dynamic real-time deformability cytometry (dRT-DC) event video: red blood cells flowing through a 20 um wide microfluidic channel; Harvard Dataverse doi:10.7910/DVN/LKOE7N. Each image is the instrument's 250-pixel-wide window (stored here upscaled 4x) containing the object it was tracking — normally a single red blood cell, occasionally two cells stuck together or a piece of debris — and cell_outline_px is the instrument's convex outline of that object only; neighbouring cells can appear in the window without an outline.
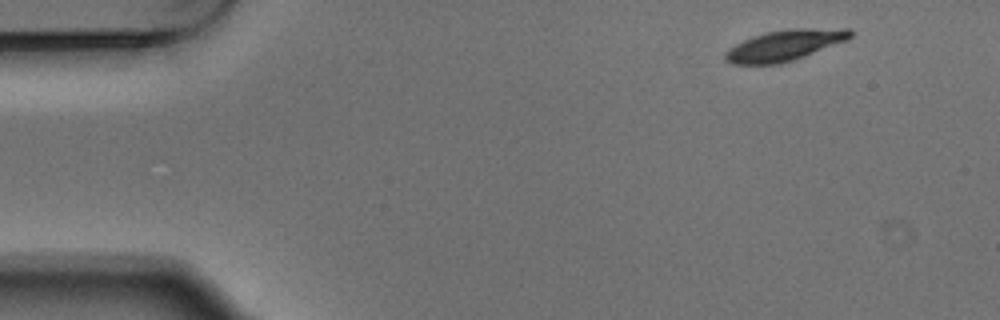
{"species": "Egyptian fruit bat (a non-hibernating species)", "species_latin": "Rousettus aegyptiacus", "temperature_condition": "warm", "stored_images_in_passage": 5, "camera_frame_rate_fps": 3000, "um_per_image_px": 0.085, "animal": {"sex": "male"}, "frame": {"image": 1, "passage_image": 1, "time_ms": 0.0, "image_size_px": [1000, 320], "cell_outline_px": [[852, 36], [848, 40], [804, 56], [780, 64], [732, 64], [724, 60], [724, 52], [736, 44], [752, 36], [768, 32], [792, 28], [852, 28]], "centroid_in_image_um": [66.72, 3.84], "position_along_channel_um": 18.3, "area_um2": 22.48}}
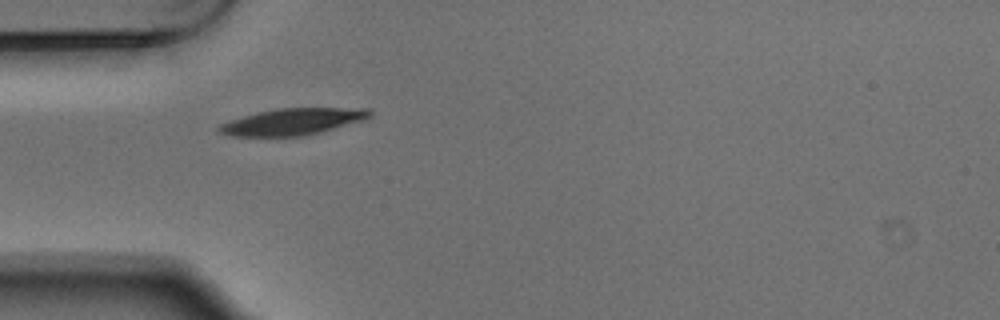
{"frame": {"image": 2, "passage_image": 4, "time_ms": 1.0, "image_size_px": [1000, 320], "cell_outline_px": [[372, 116], [364, 120], [320, 132], [304, 136], [232, 136], [216, 132], [216, 128], [220, 124], [256, 112], [276, 108], [372, 108]], "centroid_in_image_um": [24.89, 10.34], "position_along_channel_um": 60.1, "area_um2": 23.47}}
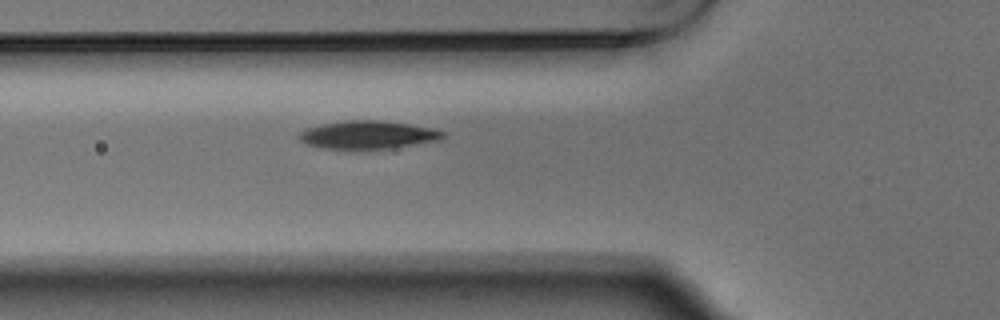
{"frame": {"image": 3, "passage_image": 5, "time_ms": 1.333, "image_size_px": [1000, 320], "cell_outline_px": [[444, 136], [440, 140], [392, 148], [352, 152], [324, 148], [308, 144], [300, 140], [296, 136], [300, 132], [308, 128], [324, 124], [344, 120], [380, 120], [408, 124], [432, 128], [444, 132]], "centroid_in_image_um": [31.24, 11.5], "position_along_channel_um": 94.6, "area_um2": 24.1}}